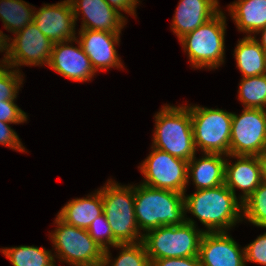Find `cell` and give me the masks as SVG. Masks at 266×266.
<instances>
[{"label": "cell", "mask_w": 266, "mask_h": 266, "mask_svg": "<svg viewBox=\"0 0 266 266\" xmlns=\"http://www.w3.org/2000/svg\"><path fill=\"white\" fill-rule=\"evenodd\" d=\"M225 184L184 194L185 213L205 225V232H227L243 221V203Z\"/></svg>", "instance_id": "cell-1"}, {"label": "cell", "mask_w": 266, "mask_h": 266, "mask_svg": "<svg viewBox=\"0 0 266 266\" xmlns=\"http://www.w3.org/2000/svg\"><path fill=\"white\" fill-rule=\"evenodd\" d=\"M135 217L141 232L160 226L181 225L185 222L184 194L171 190L134 185Z\"/></svg>", "instance_id": "cell-2"}, {"label": "cell", "mask_w": 266, "mask_h": 266, "mask_svg": "<svg viewBox=\"0 0 266 266\" xmlns=\"http://www.w3.org/2000/svg\"><path fill=\"white\" fill-rule=\"evenodd\" d=\"M154 117L152 146L189 162L196 154L189 107L165 104Z\"/></svg>", "instance_id": "cell-3"}, {"label": "cell", "mask_w": 266, "mask_h": 266, "mask_svg": "<svg viewBox=\"0 0 266 266\" xmlns=\"http://www.w3.org/2000/svg\"><path fill=\"white\" fill-rule=\"evenodd\" d=\"M205 230L196 228L194 219L185 217L181 225L160 226L143 233L150 262L161 258L198 257Z\"/></svg>", "instance_id": "cell-4"}, {"label": "cell", "mask_w": 266, "mask_h": 266, "mask_svg": "<svg viewBox=\"0 0 266 266\" xmlns=\"http://www.w3.org/2000/svg\"><path fill=\"white\" fill-rule=\"evenodd\" d=\"M226 16L219 11L206 23L179 39L193 68L217 69L225 61Z\"/></svg>", "instance_id": "cell-5"}, {"label": "cell", "mask_w": 266, "mask_h": 266, "mask_svg": "<svg viewBox=\"0 0 266 266\" xmlns=\"http://www.w3.org/2000/svg\"><path fill=\"white\" fill-rule=\"evenodd\" d=\"M103 211L119 244L137 243L143 240L135 217L134 186L120 185L108 180L100 188Z\"/></svg>", "instance_id": "cell-6"}, {"label": "cell", "mask_w": 266, "mask_h": 266, "mask_svg": "<svg viewBox=\"0 0 266 266\" xmlns=\"http://www.w3.org/2000/svg\"><path fill=\"white\" fill-rule=\"evenodd\" d=\"M188 107L196 150L229 155L233 113L198 105Z\"/></svg>", "instance_id": "cell-7"}, {"label": "cell", "mask_w": 266, "mask_h": 266, "mask_svg": "<svg viewBox=\"0 0 266 266\" xmlns=\"http://www.w3.org/2000/svg\"><path fill=\"white\" fill-rule=\"evenodd\" d=\"M57 227L50 233L55 247L54 258L72 266H102L105 251L90 237L87 230L69 225L58 216Z\"/></svg>", "instance_id": "cell-8"}, {"label": "cell", "mask_w": 266, "mask_h": 266, "mask_svg": "<svg viewBox=\"0 0 266 266\" xmlns=\"http://www.w3.org/2000/svg\"><path fill=\"white\" fill-rule=\"evenodd\" d=\"M151 153L140 164L144 175L141 182L152 188L171 190L186 194L188 185V161L151 147Z\"/></svg>", "instance_id": "cell-9"}, {"label": "cell", "mask_w": 266, "mask_h": 266, "mask_svg": "<svg viewBox=\"0 0 266 266\" xmlns=\"http://www.w3.org/2000/svg\"><path fill=\"white\" fill-rule=\"evenodd\" d=\"M266 148V117L263 109L243 108L233 113L230 155L258 156Z\"/></svg>", "instance_id": "cell-10"}, {"label": "cell", "mask_w": 266, "mask_h": 266, "mask_svg": "<svg viewBox=\"0 0 266 266\" xmlns=\"http://www.w3.org/2000/svg\"><path fill=\"white\" fill-rule=\"evenodd\" d=\"M8 38V55L6 61L12 68L19 66L48 65L53 43L38 29L34 22ZM11 41V42H10Z\"/></svg>", "instance_id": "cell-11"}, {"label": "cell", "mask_w": 266, "mask_h": 266, "mask_svg": "<svg viewBox=\"0 0 266 266\" xmlns=\"http://www.w3.org/2000/svg\"><path fill=\"white\" fill-rule=\"evenodd\" d=\"M33 22L53 44L76 38V23L70 0L44 4L37 11L35 8Z\"/></svg>", "instance_id": "cell-12"}, {"label": "cell", "mask_w": 266, "mask_h": 266, "mask_svg": "<svg viewBox=\"0 0 266 266\" xmlns=\"http://www.w3.org/2000/svg\"><path fill=\"white\" fill-rule=\"evenodd\" d=\"M72 41L77 42L78 47L69 45ZM47 66L75 82L90 81L96 73L77 37L74 40L54 43Z\"/></svg>", "instance_id": "cell-13"}, {"label": "cell", "mask_w": 266, "mask_h": 266, "mask_svg": "<svg viewBox=\"0 0 266 266\" xmlns=\"http://www.w3.org/2000/svg\"><path fill=\"white\" fill-rule=\"evenodd\" d=\"M201 266H246L244 248L227 232H205L199 248Z\"/></svg>", "instance_id": "cell-14"}, {"label": "cell", "mask_w": 266, "mask_h": 266, "mask_svg": "<svg viewBox=\"0 0 266 266\" xmlns=\"http://www.w3.org/2000/svg\"><path fill=\"white\" fill-rule=\"evenodd\" d=\"M78 32V40L96 72L99 69L103 71L124 67L115 48L119 45L121 33L88 29H80Z\"/></svg>", "instance_id": "cell-15"}, {"label": "cell", "mask_w": 266, "mask_h": 266, "mask_svg": "<svg viewBox=\"0 0 266 266\" xmlns=\"http://www.w3.org/2000/svg\"><path fill=\"white\" fill-rule=\"evenodd\" d=\"M75 23L82 13L80 29L121 33L126 24L122 13L113 9L105 0H70Z\"/></svg>", "instance_id": "cell-16"}, {"label": "cell", "mask_w": 266, "mask_h": 266, "mask_svg": "<svg viewBox=\"0 0 266 266\" xmlns=\"http://www.w3.org/2000/svg\"><path fill=\"white\" fill-rule=\"evenodd\" d=\"M236 158L237 161L230 163L225 161L224 184L236 196V187L242 190L239 200L242 203L258 188L264 181L261 165L257 156L227 155Z\"/></svg>", "instance_id": "cell-17"}, {"label": "cell", "mask_w": 266, "mask_h": 266, "mask_svg": "<svg viewBox=\"0 0 266 266\" xmlns=\"http://www.w3.org/2000/svg\"><path fill=\"white\" fill-rule=\"evenodd\" d=\"M219 7L218 0H180L171 29L180 39L215 16L221 10Z\"/></svg>", "instance_id": "cell-18"}, {"label": "cell", "mask_w": 266, "mask_h": 266, "mask_svg": "<svg viewBox=\"0 0 266 266\" xmlns=\"http://www.w3.org/2000/svg\"><path fill=\"white\" fill-rule=\"evenodd\" d=\"M202 158L194 156L188 162V183L191 180L196 190L215 188L224 184L226 155L204 153Z\"/></svg>", "instance_id": "cell-19"}, {"label": "cell", "mask_w": 266, "mask_h": 266, "mask_svg": "<svg viewBox=\"0 0 266 266\" xmlns=\"http://www.w3.org/2000/svg\"><path fill=\"white\" fill-rule=\"evenodd\" d=\"M103 211V200L100 190L84 198H75L61 208L57 216L65 223L87 230L91 223Z\"/></svg>", "instance_id": "cell-20"}, {"label": "cell", "mask_w": 266, "mask_h": 266, "mask_svg": "<svg viewBox=\"0 0 266 266\" xmlns=\"http://www.w3.org/2000/svg\"><path fill=\"white\" fill-rule=\"evenodd\" d=\"M238 31L253 36L266 26V0H236L228 5Z\"/></svg>", "instance_id": "cell-21"}, {"label": "cell", "mask_w": 266, "mask_h": 266, "mask_svg": "<svg viewBox=\"0 0 266 266\" xmlns=\"http://www.w3.org/2000/svg\"><path fill=\"white\" fill-rule=\"evenodd\" d=\"M234 50L237 68L242 78L266 74V52L254 36H244L238 40Z\"/></svg>", "instance_id": "cell-22"}, {"label": "cell", "mask_w": 266, "mask_h": 266, "mask_svg": "<svg viewBox=\"0 0 266 266\" xmlns=\"http://www.w3.org/2000/svg\"><path fill=\"white\" fill-rule=\"evenodd\" d=\"M33 15L34 7L23 0H0V19L13 35L32 23Z\"/></svg>", "instance_id": "cell-23"}, {"label": "cell", "mask_w": 266, "mask_h": 266, "mask_svg": "<svg viewBox=\"0 0 266 266\" xmlns=\"http://www.w3.org/2000/svg\"><path fill=\"white\" fill-rule=\"evenodd\" d=\"M0 252L13 266H56L51 251L43 247L25 246L1 248Z\"/></svg>", "instance_id": "cell-24"}, {"label": "cell", "mask_w": 266, "mask_h": 266, "mask_svg": "<svg viewBox=\"0 0 266 266\" xmlns=\"http://www.w3.org/2000/svg\"><path fill=\"white\" fill-rule=\"evenodd\" d=\"M115 248L121 249L119 256L112 262L110 250H105L102 266H151L143 241L117 244Z\"/></svg>", "instance_id": "cell-25"}, {"label": "cell", "mask_w": 266, "mask_h": 266, "mask_svg": "<svg viewBox=\"0 0 266 266\" xmlns=\"http://www.w3.org/2000/svg\"><path fill=\"white\" fill-rule=\"evenodd\" d=\"M238 100L243 108L264 109L266 107V74L242 78Z\"/></svg>", "instance_id": "cell-26"}, {"label": "cell", "mask_w": 266, "mask_h": 266, "mask_svg": "<svg viewBox=\"0 0 266 266\" xmlns=\"http://www.w3.org/2000/svg\"><path fill=\"white\" fill-rule=\"evenodd\" d=\"M243 217L257 227L266 228V181L243 202Z\"/></svg>", "instance_id": "cell-27"}, {"label": "cell", "mask_w": 266, "mask_h": 266, "mask_svg": "<svg viewBox=\"0 0 266 266\" xmlns=\"http://www.w3.org/2000/svg\"><path fill=\"white\" fill-rule=\"evenodd\" d=\"M90 237L105 251L119 244L113 237L109 222L103 213L97 217L87 229ZM110 245V246H109Z\"/></svg>", "instance_id": "cell-28"}, {"label": "cell", "mask_w": 266, "mask_h": 266, "mask_svg": "<svg viewBox=\"0 0 266 266\" xmlns=\"http://www.w3.org/2000/svg\"><path fill=\"white\" fill-rule=\"evenodd\" d=\"M21 74L17 69L10 68L0 78V101L17 99V93L23 84V74Z\"/></svg>", "instance_id": "cell-29"}, {"label": "cell", "mask_w": 266, "mask_h": 266, "mask_svg": "<svg viewBox=\"0 0 266 266\" xmlns=\"http://www.w3.org/2000/svg\"><path fill=\"white\" fill-rule=\"evenodd\" d=\"M245 262L266 266V232L244 247Z\"/></svg>", "instance_id": "cell-30"}, {"label": "cell", "mask_w": 266, "mask_h": 266, "mask_svg": "<svg viewBox=\"0 0 266 266\" xmlns=\"http://www.w3.org/2000/svg\"><path fill=\"white\" fill-rule=\"evenodd\" d=\"M15 99L0 101V121L11 124H23L28 118L21 108L15 104Z\"/></svg>", "instance_id": "cell-31"}, {"label": "cell", "mask_w": 266, "mask_h": 266, "mask_svg": "<svg viewBox=\"0 0 266 266\" xmlns=\"http://www.w3.org/2000/svg\"><path fill=\"white\" fill-rule=\"evenodd\" d=\"M9 124L11 125V123L0 121V144L15 151L25 152L21 139Z\"/></svg>", "instance_id": "cell-32"}, {"label": "cell", "mask_w": 266, "mask_h": 266, "mask_svg": "<svg viewBox=\"0 0 266 266\" xmlns=\"http://www.w3.org/2000/svg\"><path fill=\"white\" fill-rule=\"evenodd\" d=\"M151 266H201L199 257L161 258L151 261Z\"/></svg>", "instance_id": "cell-33"}, {"label": "cell", "mask_w": 266, "mask_h": 266, "mask_svg": "<svg viewBox=\"0 0 266 266\" xmlns=\"http://www.w3.org/2000/svg\"><path fill=\"white\" fill-rule=\"evenodd\" d=\"M113 9L120 11H124L129 15H133L136 18V8L137 4H139V0H105Z\"/></svg>", "instance_id": "cell-34"}, {"label": "cell", "mask_w": 266, "mask_h": 266, "mask_svg": "<svg viewBox=\"0 0 266 266\" xmlns=\"http://www.w3.org/2000/svg\"><path fill=\"white\" fill-rule=\"evenodd\" d=\"M8 36L6 34H3V32L0 30V52H5L4 54V60H6L8 55Z\"/></svg>", "instance_id": "cell-35"}, {"label": "cell", "mask_w": 266, "mask_h": 266, "mask_svg": "<svg viewBox=\"0 0 266 266\" xmlns=\"http://www.w3.org/2000/svg\"><path fill=\"white\" fill-rule=\"evenodd\" d=\"M257 157L260 161L263 180L266 181V148Z\"/></svg>", "instance_id": "cell-36"}, {"label": "cell", "mask_w": 266, "mask_h": 266, "mask_svg": "<svg viewBox=\"0 0 266 266\" xmlns=\"http://www.w3.org/2000/svg\"><path fill=\"white\" fill-rule=\"evenodd\" d=\"M261 33V37L259 38L260 41L258 39L257 42L259 43V45L261 46V48L266 52V26L259 30L256 34H260Z\"/></svg>", "instance_id": "cell-37"}, {"label": "cell", "mask_w": 266, "mask_h": 266, "mask_svg": "<svg viewBox=\"0 0 266 266\" xmlns=\"http://www.w3.org/2000/svg\"><path fill=\"white\" fill-rule=\"evenodd\" d=\"M11 65L4 59L0 60V78L10 69Z\"/></svg>", "instance_id": "cell-38"}, {"label": "cell", "mask_w": 266, "mask_h": 266, "mask_svg": "<svg viewBox=\"0 0 266 266\" xmlns=\"http://www.w3.org/2000/svg\"><path fill=\"white\" fill-rule=\"evenodd\" d=\"M263 111H264V114H265V117H266V108H264Z\"/></svg>", "instance_id": "cell-39"}]
</instances>
